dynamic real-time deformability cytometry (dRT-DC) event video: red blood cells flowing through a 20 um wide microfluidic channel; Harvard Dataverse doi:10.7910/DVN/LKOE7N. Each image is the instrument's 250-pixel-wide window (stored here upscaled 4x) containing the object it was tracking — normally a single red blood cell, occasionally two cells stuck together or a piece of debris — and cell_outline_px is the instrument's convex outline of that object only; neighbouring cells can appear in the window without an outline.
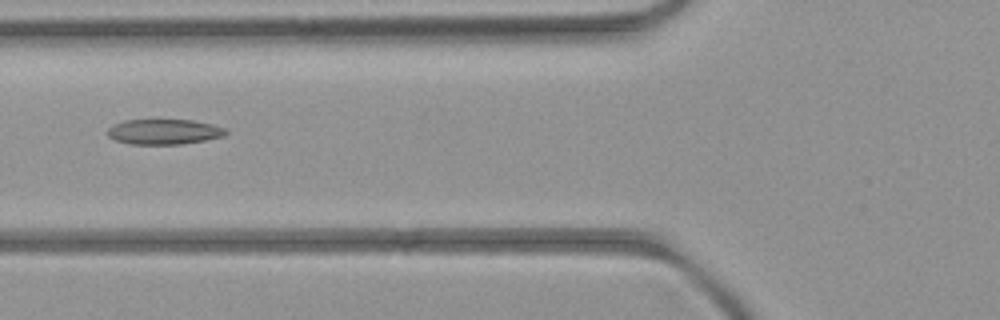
{"species": "common noctule bat (a hibernating species)", "species_latin": "Nyctalus noctula", "temperature_condition": "room temperature", "stored_images_in_passage": 4, "camera_frame_rate_fps": 3000, "um_per_image_px": 0.085, "animal": {"sex": "female", "body_mass_g": 21.9}, "frame": {"image": 1, "passage_image": 2, "time_ms": 1.0, "image_size_px": [1000, 320], "cell_outline_px": [[228, 132], [224, 136], [204, 140], [180, 144], [128, 144], [116, 140], [108, 136], [108, 128], [124, 120], [192, 120], [212, 124], [224, 128]], "centroid_in_image_um": [13.94, 11.2], "position_along_channel_um": 111.9, "area_um2": 17.22}}
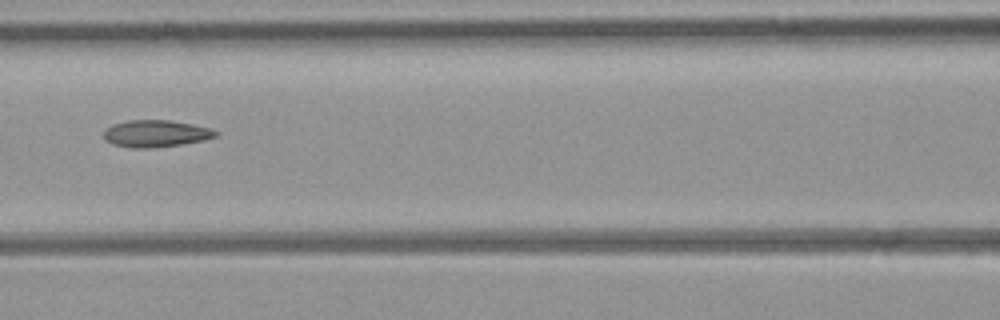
{"frame": {"image": 2, "passage_image": 3, "time_ms": 2.0, "image_size_px": [1000, 320], "cell_outline_px": [[216, 136], [204, 140], [180, 144], [148, 148], [132, 148], [112, 144], [104, 140], [104, 132], [112, 124], [128, 120], [168, 120], [192, 124], [208, 128], [216, 132]], "centroid_in_image_um": [13.18, 11.35], "position_along_channel_um": 153.4, "area_um2": 17.34}}
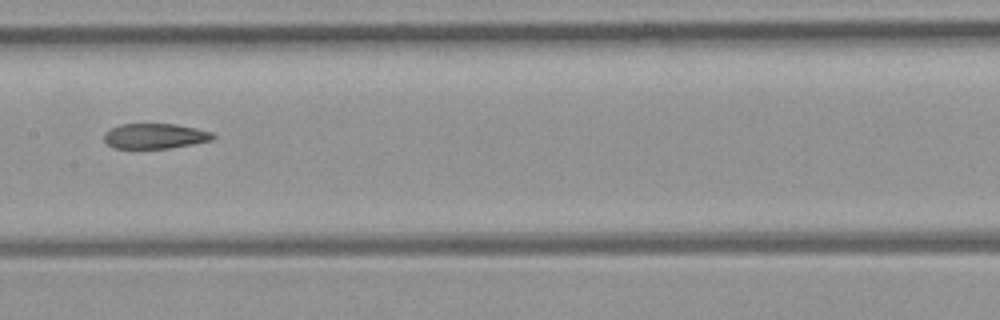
{"frame": {"image": 3, "passage_image": 4, "time_ms": 3.0, "image_size_px": [1000, 320], "cell_outline_px": [[216, 136], [212, 140], [192, 144], [168, 148], [112, 148], [104, 140], [104, 136], [112, 128], [120, 124], [176, 124], [196, 128], [212, 132]], "centroid_in_image_um": [13.2, 11.56], "position_along_channel_um": 194.2, "area_um2": 15.84}}